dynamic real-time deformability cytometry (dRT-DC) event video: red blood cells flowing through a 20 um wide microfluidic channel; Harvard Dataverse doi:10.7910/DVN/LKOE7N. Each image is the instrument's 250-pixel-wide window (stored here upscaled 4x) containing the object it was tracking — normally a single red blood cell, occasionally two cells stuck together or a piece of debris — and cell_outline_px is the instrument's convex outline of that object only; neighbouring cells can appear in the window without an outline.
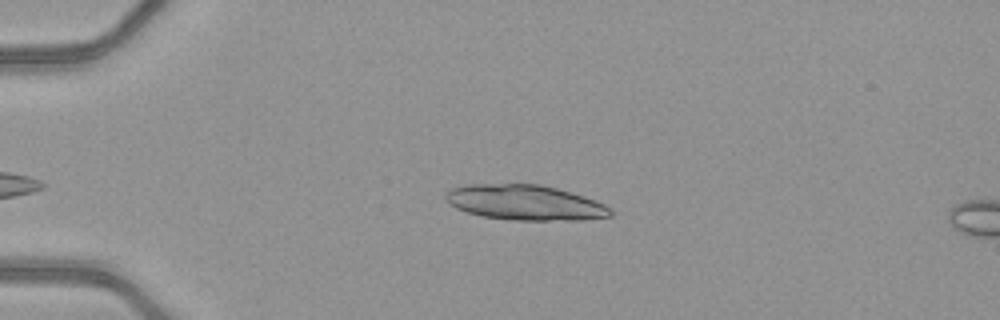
{"species": "common noctule bat (a hibernating species)", "species_latin": "Nyctalus noctula", "temperature_condition": "warm", "stored_images_in_passage": 8, "camera_frame_rate_fps": 3000, "um_per_image_px": 0.085, "animal": {"sex": "female", "body_mass_g": 21.9}, "frame": {"image": 1, "passage_image": 4, "time_ms": 1.0, "image_size_px": [1000, 320], "cell_outline_px": [[612, 216], [584, 220], [512, 220], [484, 216], [468, 212], [456, 208], [444, 196], [452, 188], [464, 184], [540, 184], [572, 192], [584, 196], [604, 204], [612, 208]], "centroid_in_image_um": [44.68, 17.21], "position_along_channel_um": 40.3, "area_um2": 33.76}}